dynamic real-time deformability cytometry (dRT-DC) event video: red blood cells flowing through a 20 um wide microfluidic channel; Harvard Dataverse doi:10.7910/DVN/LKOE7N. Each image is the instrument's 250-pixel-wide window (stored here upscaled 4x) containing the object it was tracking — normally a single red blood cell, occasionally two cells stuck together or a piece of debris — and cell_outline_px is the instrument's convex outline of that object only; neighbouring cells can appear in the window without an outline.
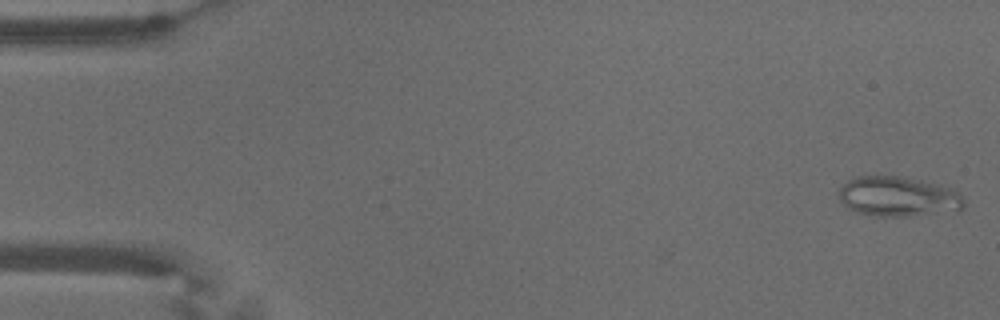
{"species": "common noctule bat (a hibernating species)", "species_latin": "Nyctalus noctula", "temperature_condition": "warm", "stored_images_in_passage": 55, "camera_frame_rate_fps": 3000, "um_per_image_px": 0.085, "animal": {"sex": "male", "body_mass_g": 18.8}, "frame": {"image": 1, "passage_image": 1, "time_ms": 0.0, "image_size_px": [1000, 320], "cell_outline_px": [[964, 208], [960, 212], [908, 216], [876, 216], [856, 212], [848, 208], [840, 200], [840, 188], [848, 180], [856, 176], [896, 176], [920, 180], [952, 188], [964, 196]], "centroid_in_image_um": [76.42, 16.73], "position_along_channel_um": 8.6, "area_um2": 29.42}}
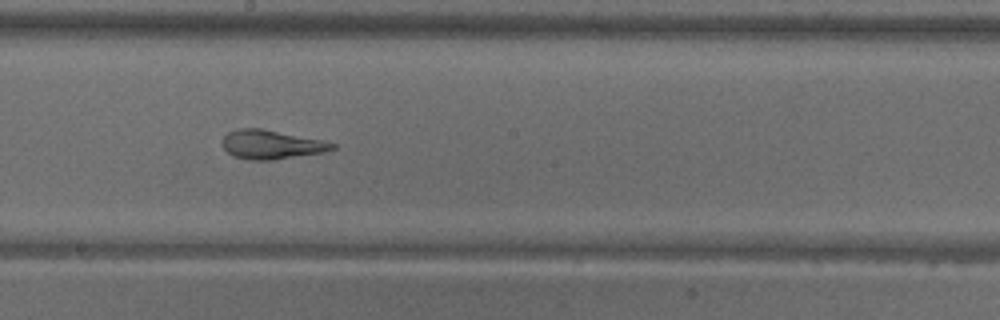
{"frame": {"image": 2, "passage_image": 30, "time_ms": 9.667, "image_size_px": [1000, 320], "cell_outline_px": [[336, 148], [324, 152], [272, 160], [248, 160], [232, 156], [224, 148], [220, 140], [228, 132], [240, 128], [260, 128], [324, 140], [336, 144]], "centroid_in_image_um": [23.05, 12.29], "position_along_channel_um": 225.2, "area_um2": 18.67}}
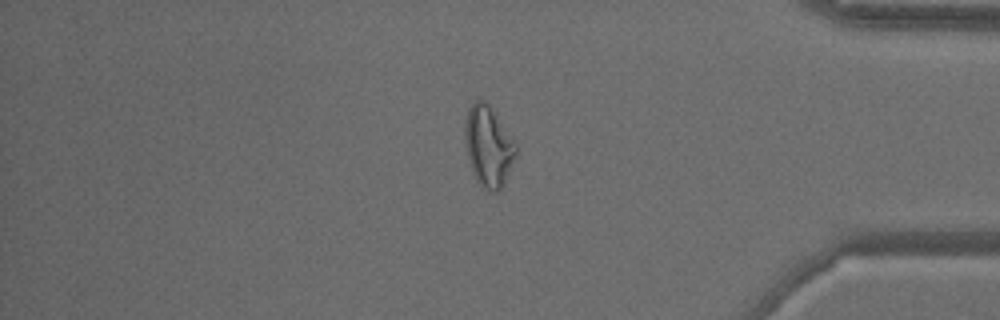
{"frame": {"image": 3, "passage_image": 46, "time_ms": 15.0, "image_size_px": [1000, 320], "cell_outline_px": [[516, 156], [500, 188], [496, 192], [492, 192], [484, 188], [476, 180], [472, 172], [468, 160], [464, 140], [464, 124], [468, 108], [476, 100], [484, 100], [488, 104], [516, 144]], "centroid_in_image_um": [41.47, 12.43], "position_along_channel_um": 393.7, "area_um2": 23.58}, "authors_computed_cell_mechanics": {"area_um2": 23.0044, "velocity_mm_per_s": 3.6457, "shape_relaxation_time_tau1_ms": null, "shape_relaxation_time_tau2_ms": 1.6919, "deformation_change_tau1": null, "deformation_change_tau2": 0.0845}}